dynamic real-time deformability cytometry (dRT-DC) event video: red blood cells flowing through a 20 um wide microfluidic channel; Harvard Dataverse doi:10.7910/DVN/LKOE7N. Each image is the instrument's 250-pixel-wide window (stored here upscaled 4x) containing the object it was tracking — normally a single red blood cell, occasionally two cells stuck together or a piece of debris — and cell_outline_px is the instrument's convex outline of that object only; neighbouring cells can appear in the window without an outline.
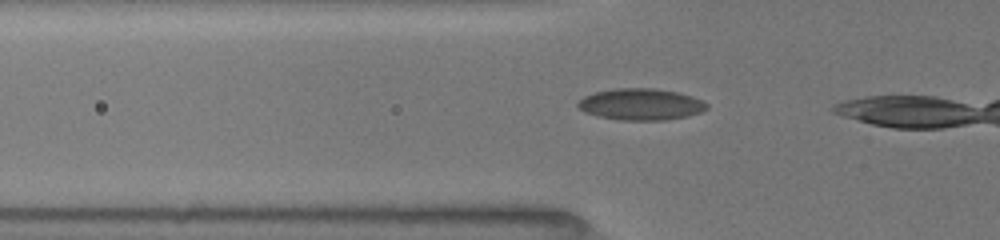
{"species": "common noctule bat (a hibernating species)", "species_latin": "Nyctalus noctula", "temperature_condition": "room temperature", "stored_images_in_passage": 6, "camera_frame_rate_fps": 3000, "um_per_image_px": 0.085, "animal": {"sex": "female", "body_mass_g": 19.5, "forearm_length_mm": 54.1}, "frame": {"image": 1, "passage_image": 4, "time_ms": 0.667, "image_size_px": [1000, 240], "cell_outline_px": [[708, 108], [700, 112], [688, 116], [664, 120], [620, 120], [600, 116], [584, 112], [576, 104], [584, 96], [596, 92], [616, 88], [656, 88], [676, 92], [692, 96], [708, 104]], "centroid_in_image_um": [54.48, 8.86], "position_along_channel_um": 71.3, "area_um2": 23.52}}